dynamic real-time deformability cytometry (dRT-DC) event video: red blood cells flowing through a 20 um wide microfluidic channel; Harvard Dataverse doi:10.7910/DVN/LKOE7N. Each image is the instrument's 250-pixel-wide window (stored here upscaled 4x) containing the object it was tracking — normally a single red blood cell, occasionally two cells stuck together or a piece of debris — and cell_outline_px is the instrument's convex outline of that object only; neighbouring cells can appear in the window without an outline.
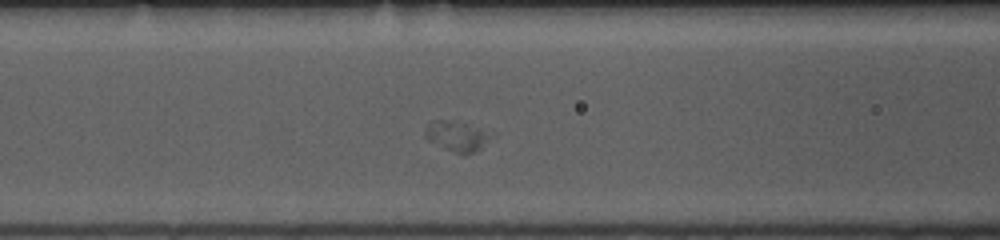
{"species": "common noctule bat (a hibernating species)", "species_latin": "Nyctalus noctula", "temperature_condition": "room temperature", "stored_images_in_passage": 18, "camera_frame_rate_fps": 3000, "um_per_image_px": 0.085, "animal": {"sex": "female", "body_mass_g": 10.0, "forearm_length_mm": 53.1}, "frame": {"image": 1, "passage_image": 6, "time_ms": 1.667, "image_size_px": [1000, 240], "cell_outline_px": [[496, 136], [480, 148], [464, 156], [460, 156], [428, 140], [424, 136], [424, 132], [428, 124], [432, 120], [444, 120], [464, 124], [496, 132]], "centroid_in_image_um": [38.9, 11.6], "position_along_channel_um": 127.7, "area_um2": 11.85}}